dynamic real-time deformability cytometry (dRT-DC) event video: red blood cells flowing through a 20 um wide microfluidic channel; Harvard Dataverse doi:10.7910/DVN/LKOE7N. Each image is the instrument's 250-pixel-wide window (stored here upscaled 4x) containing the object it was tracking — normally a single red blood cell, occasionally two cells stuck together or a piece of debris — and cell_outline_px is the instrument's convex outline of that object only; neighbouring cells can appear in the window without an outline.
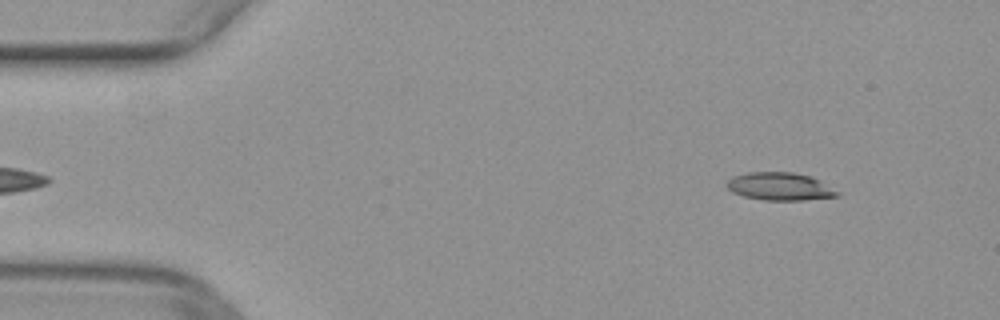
{"species": "common noctule bat (a hibernating species)", "species_latin": "Nyctalus noctula", "temperature_condition": "warm", "stored_images_in_passage": 11, "camera_frame_rate_fps": 3000, "um_per_image_px": 0.085, "animal": {"sex": "female", "body_mass_g": 29.2, "forearm_length_mm": 56.3}, "frame": {"image": 1, "passage_image": 2, "time_ms": 0.333, "image_size_px": [1000, 320], "cell_outline_px": [[840, 196], [804, 200], [764, 200], [744, 196], [732, 192], [724, 184], [732, 176], [748, 172], [792, 172], [812, 176], [820, 180], [840, 192]], "centroid_in_image_um": [66.3, 15.84], "position_along_channel_um": 18.7, "area_um2": 18.09}}